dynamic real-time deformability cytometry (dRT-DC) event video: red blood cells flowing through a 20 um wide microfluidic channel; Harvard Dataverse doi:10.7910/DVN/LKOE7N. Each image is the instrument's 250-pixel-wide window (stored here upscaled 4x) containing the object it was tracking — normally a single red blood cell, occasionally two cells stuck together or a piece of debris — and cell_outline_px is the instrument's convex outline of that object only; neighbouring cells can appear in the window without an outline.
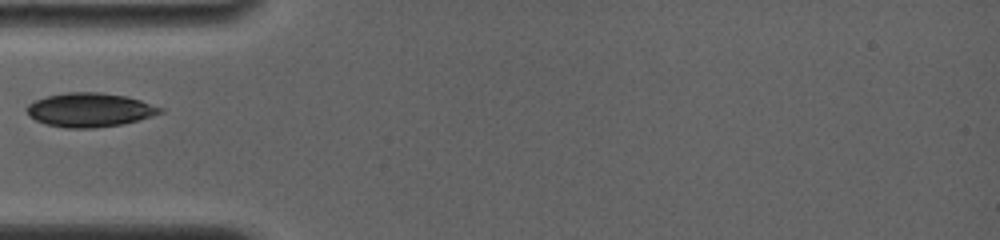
{"species": "common noctule bat (a hibernating species)", "species_latin": "Nyctalus noctula", "temperature_condition": "room temperature", "stored_images_in_passage": 13, "camera_frame_rate_fps": 4000, "um_per_image_px": 0.085, "animal": {"sex": "female", "body_mass_g": 19.0, "forearm_length_mm": 56.7}, "frame": {"image": 1, "passage_image": 1, "time_ms": 0.0, "image_size_px": [1000, 240], "cell_outline_px": [[164, 112], [152, 116], [120, 124], [92, 128], [64, 128], [44, 124], [28, 116], [24, 108], [28, 104], [36, 100], [48, 96], [68, 92], [100, 92], [124, 96], [140, 100], [164, 108]], "centroid_in_image_um": [7.59, 9.34], "position_along_channel_um": 77.4, "area_um2": 26.36}}